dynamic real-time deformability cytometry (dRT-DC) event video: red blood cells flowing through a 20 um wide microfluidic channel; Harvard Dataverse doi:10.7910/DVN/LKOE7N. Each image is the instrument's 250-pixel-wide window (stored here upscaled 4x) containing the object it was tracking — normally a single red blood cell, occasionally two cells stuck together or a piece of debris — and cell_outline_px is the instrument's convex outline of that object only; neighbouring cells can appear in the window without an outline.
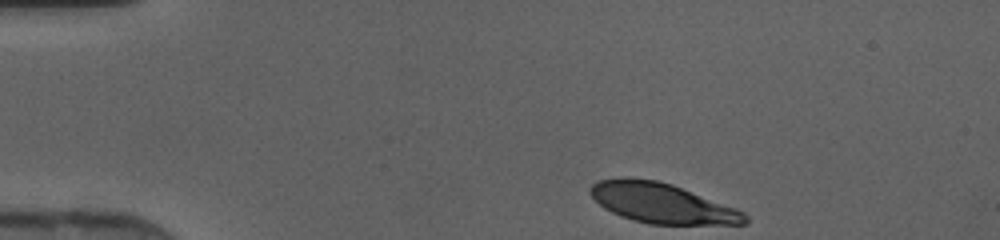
{"species": "human", "species_latin": "Homo sapiens", "temperature_condition": "cold", "stored_images_in_passage": 34, "camera_frame_rate_fps": 3000, "um_per_image_px": 0.085, "donor": {"sex": "female"}, "frame": {"image": 1, "passage_image": 1, "time_ms": 0.0, "image_size_px": [1000, 240], "cell_outline_px": [[748, 220], [744, 224], [648, 224], [632, 220], [620, 216], [604, 208], [588, 192], [588, 188], [592, 184], [600, 180], [656, 180], [672, 184], [736, 208], [744, 212], [748, 216]], "centroid_in_image_um": [56.3, 17.3], "position_along_channel_um": 28.7, "area_um2": 35.26}}
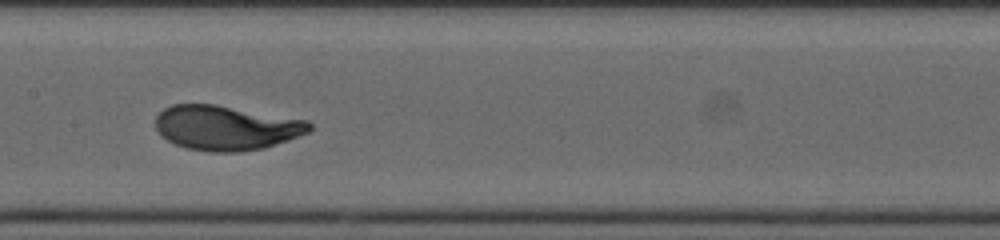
{"frame": {"image": 2, "passage_image": 17, "time_ms": 5.333, "image_size_px": [1000, 240], "cell_outline_px": [[312, 128], [308, 132], [288, 140], [264, 148], [240, 152], [208, 152], [188, 148], [176, 144], [160, 136], [156, 128], [156, 116], [164, 108], [172, 104], [216, 104], [308, 120], [312, 124]], "centroid_in_image_um": [19.22, 10.86], "position_along_channel_um": 188.2, "area_um2": 40.23}}
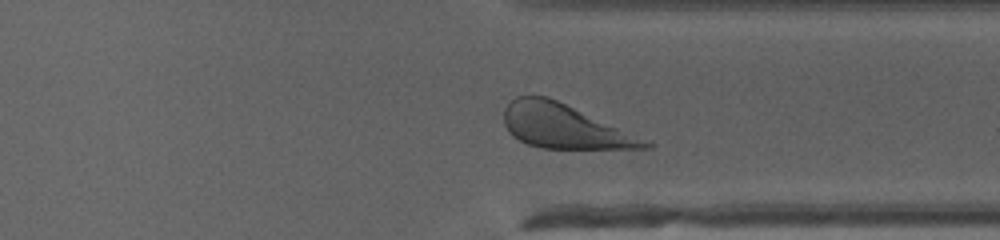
{"frame": {"image": 3, "passage_image": 29, "time_ms": 9.333, "image_size_px": [1000, 240], "cell_outline_px": [[652, 148], [540, 148], [528, 144], [512, 136], [508, 132], [504, 124], [504, 108], [516, 96], [548, 96], [652, 144]], "centroid_in_image_um": [47.82, 10.74], "position_along_channel_um": 363.6, "area_um2": 34.97}}